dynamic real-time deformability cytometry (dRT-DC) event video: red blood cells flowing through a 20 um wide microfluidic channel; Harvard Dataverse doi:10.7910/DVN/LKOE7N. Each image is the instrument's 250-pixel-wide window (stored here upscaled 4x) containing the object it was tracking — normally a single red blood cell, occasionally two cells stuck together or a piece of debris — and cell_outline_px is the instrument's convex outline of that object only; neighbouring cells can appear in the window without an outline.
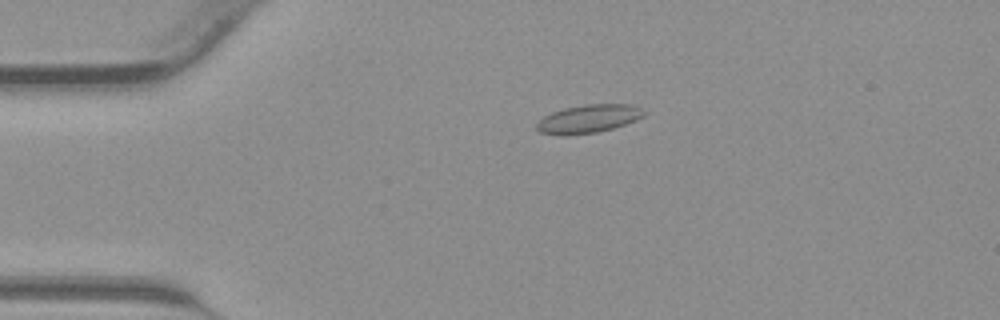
{"species": "common noctule bat (a hibernating species)", "species_latin": "Nyctalus noctula", "temperature_condition": "warm", "stored_images_in_passage": 44, "camera_frame_rate_fps": 3000, "um_per_image_px": 0.085, "animal": {"sex": "male", "body_mass_g": 23.1, "forearm_length_mm": 52.7}, "frame": {"image": 1, "passage_image": 10, "time_ms": 3.0, "image_size_px": [1000, 320], "cell_outline_px": [[644, 116], [636, 120], [612, 128], [596, 132], [568, 136], [560, 136], [540, 132], [536, 128], [536, 124], [544, 116], [552, 112], [564, 108], [584, 104], [636, 104], [644, 112]], "centroid_in_image_um": [50.0, 10.1], "position_along_channel_um": 35.0, "area_um2": 17.74}}
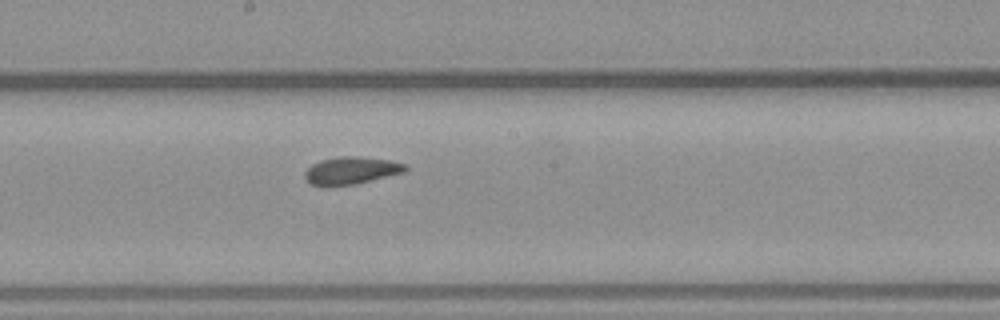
{"frame": {"image": 2, "passage_image": 24, "time_ms": 7.667, "image_size_px": [1000, 320], "cell_outline_px": [[408, 168], [404, 172], [356, 184], [324, 188], [312, 184], [304, 176], [304, 172], [312, 164], [320, 160], [340, 156], [356, 156], [388, 160], [408, 164]], "centroid_in_image_um": [29.83, 14.51], "position_along_channel_um": 218.4, "area_um2": 16.3}}
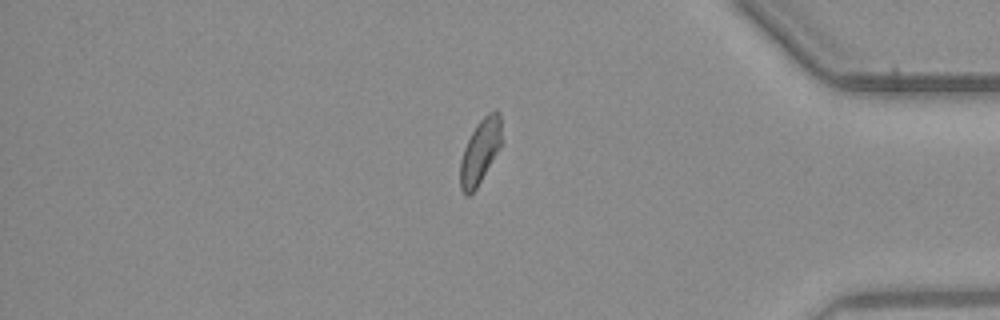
{"frame": {"image": 3, "passage_image": 37, "time_ms": 12.0, "image_size_px": [1000, 320], "cell_outline_px": [[500, 144], [496, 152], [476, 188], [468, 196], [464, 196], [460, 188], [460, 160], [464, 148], [476, 124], [488, 112], [496, 108], [500, 112]], "centroid_in_image_um": [40.77, 12.86], "position_along_channel_um": 394.4, "area_um2": 15.14}}